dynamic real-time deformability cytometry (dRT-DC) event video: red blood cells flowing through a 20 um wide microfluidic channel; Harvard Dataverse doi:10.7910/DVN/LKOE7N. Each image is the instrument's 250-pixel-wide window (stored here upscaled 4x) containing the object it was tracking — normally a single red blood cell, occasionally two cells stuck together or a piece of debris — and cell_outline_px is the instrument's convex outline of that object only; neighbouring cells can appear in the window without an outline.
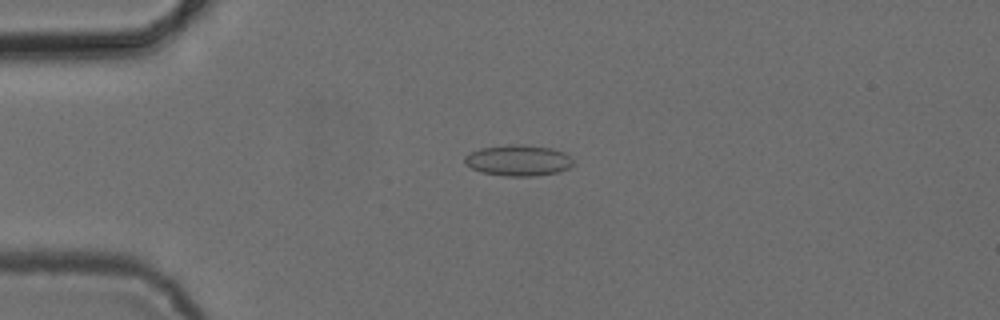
{"species": "common noctule bat (a hibernating species)", "species_latin": "Nyctalus noctula", "temperature_condition": "cold", "stored_images_in_passage": 53, "camera_frame_rate_fps": 3000, "um_per_image_px": 0.085, "animal": {"sex": "female", "body_mass_g": 24.6, "forearm_length_mm": 56.2}, "frame": {"image": 1, "passage_image": 13, "time_ms": 4.0, "image_size_px": [1000, 320], "cell_outline_px": [[576, 164], [560, 172], [536, 176], [504, 176], [480, 172], [464, 164], [464, 156], [480, 148], [524, 144], [552, 148], [564, 152]], "centroid_in_image_um": [44.07, 13.65], "position_along_channel_um": 40.9, "area_um2": 19.65}}
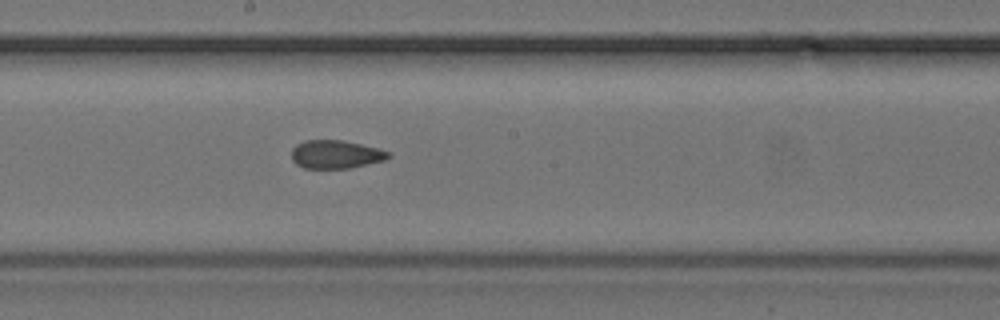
{"frame": {"image": 2, "passage_image": 29, "time_ms": 9.333, "image_size_px": [1000, 320], "cell_outline_px": [[392, 156], [384, 160], [352, 168], [304, 168], [296, 164], [292, 160], [292, 148], [296, 144], [304, 140], [340, 140], [380, 148], [392, 152]], "centroid_in_image_um": [28.56, 13.12], "position_along_channel_um": 219.6, "area_um2": 16.13}}
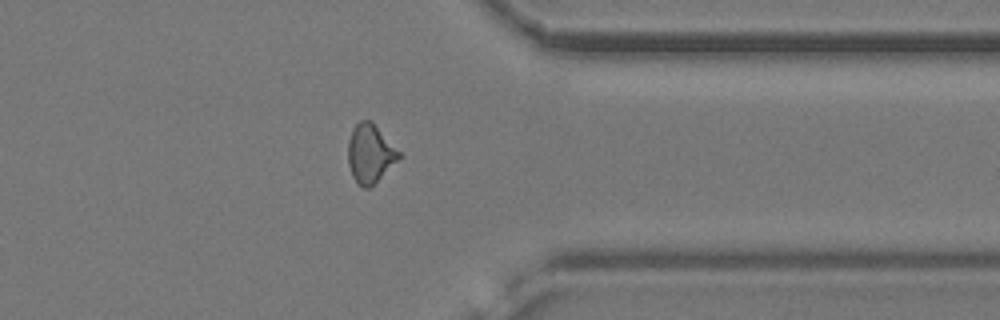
{"frame": {"image": 3, "passage_image": 42, "time_ms": 13.667, "image_size_px": [1000, 320], "cell_outline_px": [[400, 156], [368, 188], [364, 188], [356, 184], [352, 176], [348, 164], [348, 140], [352, 128], [360, 120], [372, 120], [400, 152]], "centroid_in_image_um": [31.41, 13.01], "position_along_channel_um": 380.0, "area_um2": 17.11}, "authors_computed_cell_mechanics": {"area_um2": 17.051, "velocity_mm_per_s": 3.8694, "shape_relaxation_time_tau1_ms": null, "shape_relaxation_time_tau2_ms": 2.1068, "deformation_change_tau1": null, "deformation_change_tau2": 0.0859}}